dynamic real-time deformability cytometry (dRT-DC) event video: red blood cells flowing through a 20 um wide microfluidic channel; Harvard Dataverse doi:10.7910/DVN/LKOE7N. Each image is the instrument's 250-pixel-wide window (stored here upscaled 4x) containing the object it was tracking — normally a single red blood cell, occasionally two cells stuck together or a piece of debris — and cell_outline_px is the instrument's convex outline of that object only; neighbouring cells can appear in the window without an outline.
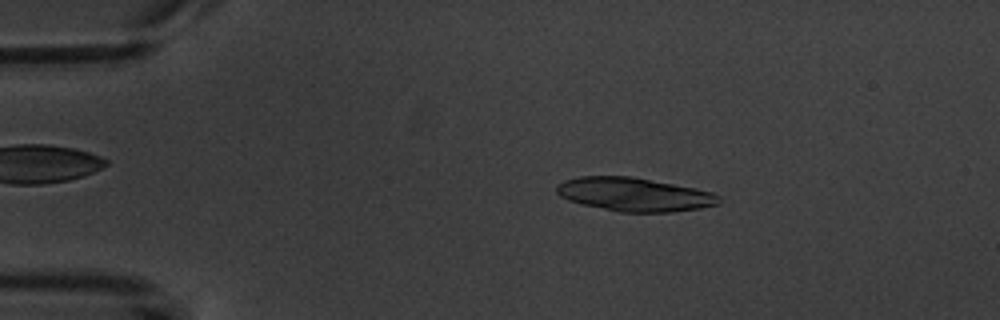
{"species": "common noctule bat (a hibernating species)", "species_latin": "Nyctalus noctula", "temperature_condition": "warm", "stored_images_in_passage": 4, "camera_frame_rate_fps": 3000, "um_per_image_px": 0.085, "animal": {"sex": "male", "body_mass_g": 20.1, "forearm_length_mm": 53.5}, "frame": {"image": 1, "passage_image": 3, "time_ms": 2.333, "image_size_px": [1000, 320], "cell_outline_px": [[720, 204], [700, 208], [672, 212], [620, 212], [580, 204], [568, 200], [560, 196], [556, 192], [556, 184], [564, 180], [580, 176], [632, 176], [696, 188], [712, 192], [720, 196]], "centroid_in_image_um": [53.9, 16.52], "position_along_channel_um": 31.1, "area_um2": 32.02}}